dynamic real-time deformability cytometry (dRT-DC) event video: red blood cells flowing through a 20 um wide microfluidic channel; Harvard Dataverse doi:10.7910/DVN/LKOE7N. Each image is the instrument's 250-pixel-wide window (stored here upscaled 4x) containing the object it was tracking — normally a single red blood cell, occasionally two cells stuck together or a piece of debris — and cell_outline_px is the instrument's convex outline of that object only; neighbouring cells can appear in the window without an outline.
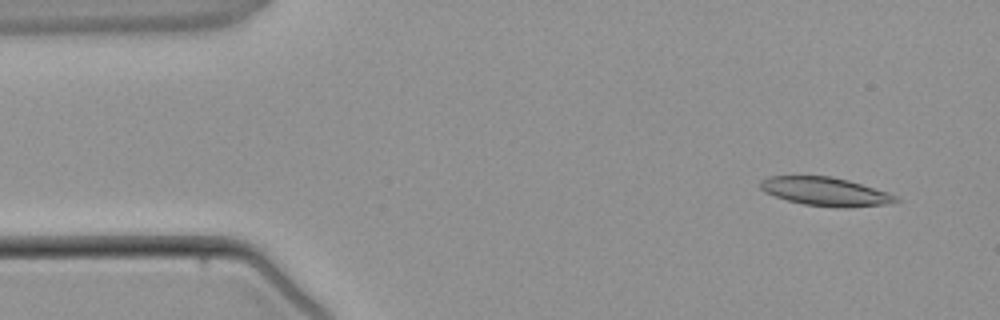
{"species": "common noctule bat (a hibernating species)", "species_latin": "Nyctalus noctula", "temperature_condition": "warm", "stored_images_in_passage": 3, "camera_frame_rate_fps": 3000, "um_per_image_px": 0.085, "animal": {"sex": "male", "body_mass_g": 21.5, "forearm_length_mm": 52.0}, "frame": {"image": 1, "passage_image": 1, "time_ms": 0.0, "image_size_px": [1000, 320], "cell_outline_px": [[900, 200], [884, 204], [848, 208], [844, 208], [804, 204], [788, 200], [764, 192], [760, 188], [760, 180], [768, 176], [832, 176], [848, 180], [888, 192], [896, 196]], "centroid_in_image_um": [70.14, 16.27], "position_along_channel_um": 14.9, "area_um2": 22.37}}
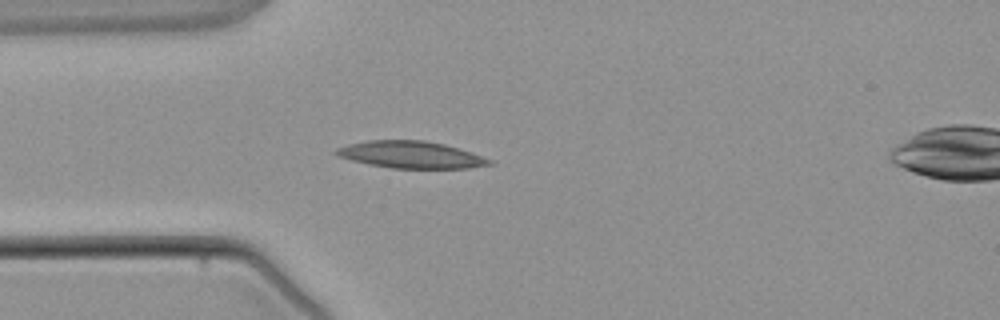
{"frame": {"image": 2, "passage_image": 3, "time_ms": 2.667, "image_size_px": [1000, 320], "cell_outline_px": [[492, 164], [468, 168], [392, 168], [368, 164], [336, 156], [332, 152], [336, 148], [348, 144], [368, 140], [424, 140], [444, 144], [472, 152], [492, 160]], "centroid_in_image_um": [34.88, 13.14], "position_along_channel_um": 50.1, "area_um2": 24.1}}